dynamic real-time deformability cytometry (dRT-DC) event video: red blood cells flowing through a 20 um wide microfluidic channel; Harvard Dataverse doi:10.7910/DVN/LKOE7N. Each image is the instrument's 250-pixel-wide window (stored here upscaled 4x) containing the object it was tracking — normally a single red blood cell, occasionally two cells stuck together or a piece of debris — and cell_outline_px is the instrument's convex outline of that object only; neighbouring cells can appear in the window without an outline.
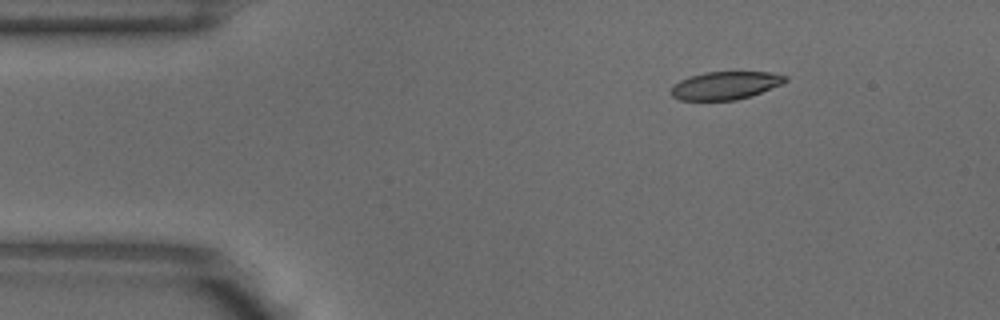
{"species": "common noctule bat (a hibernating species)", "species_latin": "Nyctalus noctula", "temperature_condition": "warm", "stored_images_in_passage": 4, "camera_frame_rate_fps": 3000, "um_per_image_px": 0.085, "animal": {"sex": "male", "body_mass_g": 18.8}, "frame": {"image": 1, "passage_image": 2, "time_ms": 0.333, "image_size_px": [1000, 320], "cell_outline_px": [[788, 80], [780, 84], [760, 92], [736, 100], [680, 100], [672, 96], [672, 84], [688, 76], [704, 72], [768, 72], [788, 76]], "centroid_in_image_um": [61.61, 7.25], "position_along_channel_um": 23.4, "area_um2": 18.44}}